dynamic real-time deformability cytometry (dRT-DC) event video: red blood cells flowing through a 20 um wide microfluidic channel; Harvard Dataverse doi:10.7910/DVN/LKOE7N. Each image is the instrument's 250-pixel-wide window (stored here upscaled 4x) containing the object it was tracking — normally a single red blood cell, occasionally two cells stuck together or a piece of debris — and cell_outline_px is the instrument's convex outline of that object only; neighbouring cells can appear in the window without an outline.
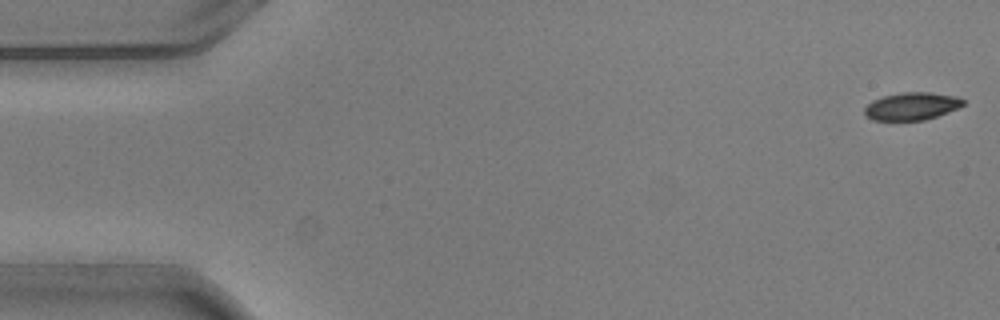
{"species": "common noctule bat (a hibernating species)", "species_latin": "Nyctalus noctula", "temperature_condition": "warm", "stored_images_in_passage": 5, "camera_frame_rate_fps": 3000, "um_per_image_px": 0.085, "animal": {"sex": "male", "body_mass_g": 20.5, "forearm_length_mm": 52.5}, "frame": {"image": 1, "passage_image": 1, "time_ms": 0.0, "image_size_px": [1000, 320], "cell_outline_px": [[964, 104], [948, 112], [924, 120], [872, 120], [864, 112], [864, 108], [872, 100], [884, 96], [900, 92], [928, 92], [956, 96], [964, 100]], "centroid_in_image_um": [77.48, 9.02], "position_along_channel_um": 7.5, "area_um2": 15.72}}